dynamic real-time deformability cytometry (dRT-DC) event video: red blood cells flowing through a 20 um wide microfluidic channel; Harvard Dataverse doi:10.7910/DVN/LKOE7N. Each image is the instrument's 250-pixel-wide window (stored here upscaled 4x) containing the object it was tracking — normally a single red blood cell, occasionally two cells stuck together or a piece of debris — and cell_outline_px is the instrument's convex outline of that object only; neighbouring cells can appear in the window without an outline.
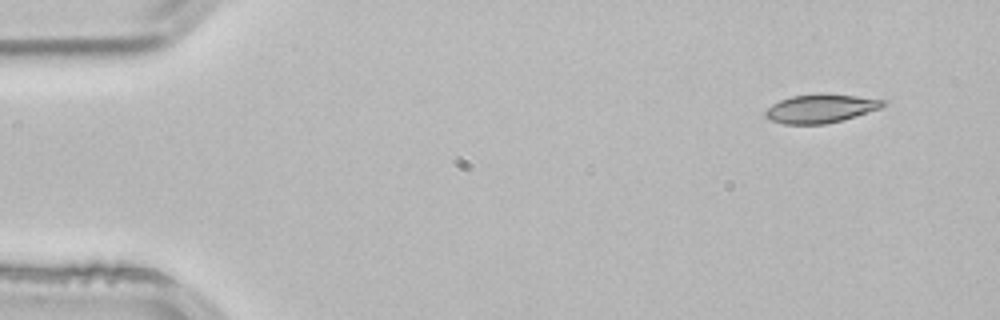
{"species": "common noctule bat (a hibernating species)", "species_latin": "Nyctalus noctula", "temperature_condition": "room temperature", "stored_images_in_passage": 3, "camera_frame_rate_fps": 3000, "um_per_image_px": 0.085, "animal": {"sex": "male", "body_mass_g": 21.5, "forearm_length_mm": 52.0}, "frame": {"image": 1, "passage_image": 1, "time_ms": 0.0, "image_size_px": [1000, 320], "cell_outline_px": [[884, 108], [840, 120], [824, 124], [784, 124], [768, 120], [764, 116], [764, 112], [772, 104], [780, 100], [792, 96], [820, 92], [856, 96], [884, 100]], "centroid_in_image_um": [69.72, 9.21], "position_along_channel_um": 15.3, "area_um2": 19.77}}
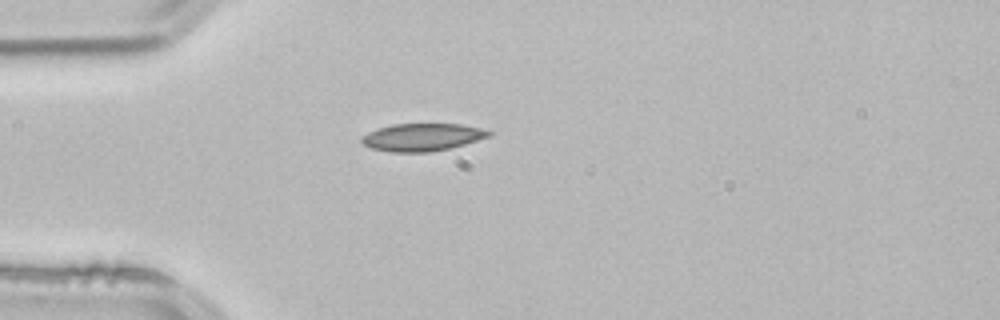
{"frame": {"image": 2, "passage_image": 3, "time_ms": 0.667, "image_size_px": [1000, 320], "cell_outline_px": [[492, 136], [464, 144], [448, 148], [428, 152], [392, 152], [372, 148], [364, 144], [360, 140], [368, 132], [392, 124], [460, 124], [484, 128], [492, 132]], "centroid_in_image_um": [35.94, 11.65], "position_along_channel_um": 49.1, "area_um2": 20.29}}